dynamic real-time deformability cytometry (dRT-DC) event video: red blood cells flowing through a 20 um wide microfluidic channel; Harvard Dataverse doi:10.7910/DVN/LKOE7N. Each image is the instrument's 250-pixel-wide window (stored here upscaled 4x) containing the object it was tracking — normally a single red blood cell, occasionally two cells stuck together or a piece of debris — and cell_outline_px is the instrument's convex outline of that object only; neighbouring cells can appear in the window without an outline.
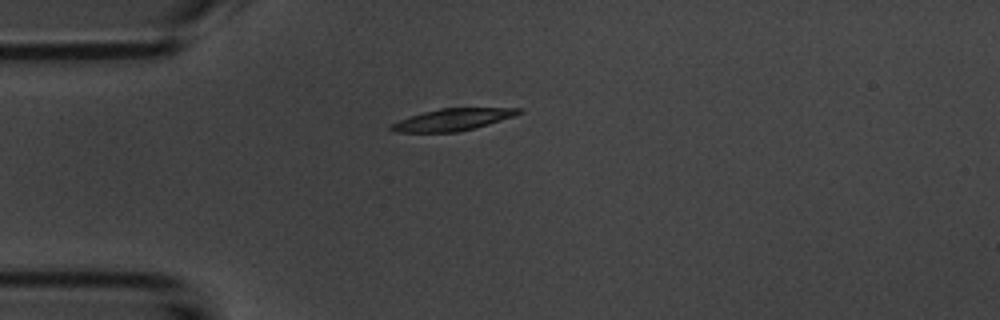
{"species": "common noctule bat (a hibernating species)", "species_latin": "Nyctalus noctula", "temperature_condition": "room temperature", "stored_images_in_passage": 31, "camera_frame_rate_fps": 3000, "um_per_image_px": 0.085, "animal": {"sex": "male", "body_mass_g": 20.1, "forearm_length_mm": 53.5}, "frame": {"image": 1, "passage_image": 1, "time_ms": 0.0, "image_size_px": [1000, 320], "cell_outline_px": [[524, 112], [488, 124], [456, 132], [392, 132], [388, 128], [388, 124], [424, 112], [440, 108], [524, 108]], "centroid_in_image_um": [38.43, 10.16], "position_along_channel_um": 46.6, "area_um2": 16.13}}
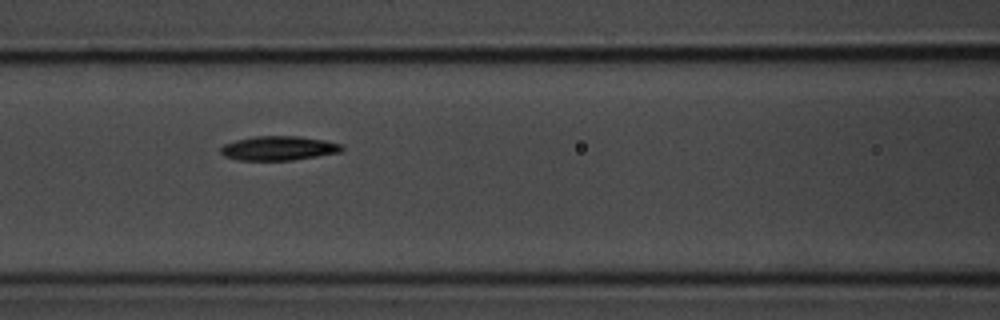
{"frame": {"image": 2, "passage_image": 10, "time_ms": 3.0, "image_size_px": [1000, 320], "cell_outline_px": [[344, 148], [340, 152], [292, 160], [240, 160], [224, 156], [220, 152], [220, 148], [224, 144], [236, 140], [256, 136], [300, 136], [324, 140], [344, 144]], "centroid_in_image_um": [23.7, 12.59], "position_along_channel_um": 142.9, "area_um2": 17.11}}
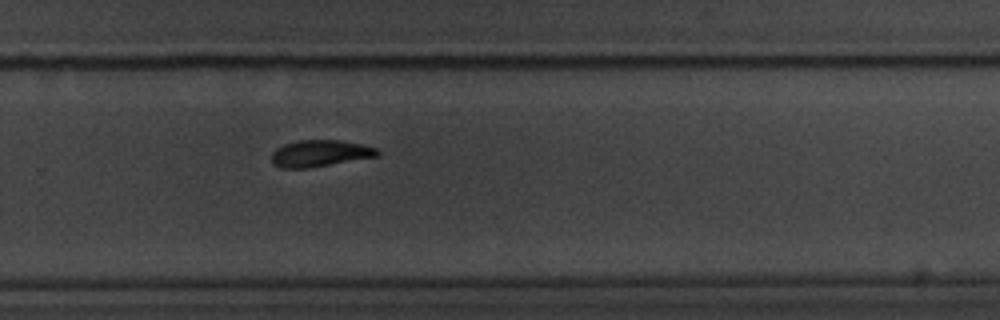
{"frame": {"image": 3, "passage_image": 23, "time_ms": 7.333, "image_size_px": [1000, 320], "cell_outline_px": [[380, 156], [308, 168], [280, 168], [272, 160], [272, 152], [276, 148], [284, 144], [300, 140], [340, 140], [364, 144], [376, 148], [380, 152]], "centroid_in_image_um": [27.24, 13.03], "position_along_channel_um": 302.6, "area_um2": 16.47}, "authors_computed_cell_mechanics": {"area_um2": 16.8776, "velocity_mm_per_s": 3.7011, "shape_relaxation_time_tau1_ms": 2.3731, "shape_relaxation_time_tau2_ms": null, "deformation_change_tau1": 0.1264, "deformation_change_tau2": null}}